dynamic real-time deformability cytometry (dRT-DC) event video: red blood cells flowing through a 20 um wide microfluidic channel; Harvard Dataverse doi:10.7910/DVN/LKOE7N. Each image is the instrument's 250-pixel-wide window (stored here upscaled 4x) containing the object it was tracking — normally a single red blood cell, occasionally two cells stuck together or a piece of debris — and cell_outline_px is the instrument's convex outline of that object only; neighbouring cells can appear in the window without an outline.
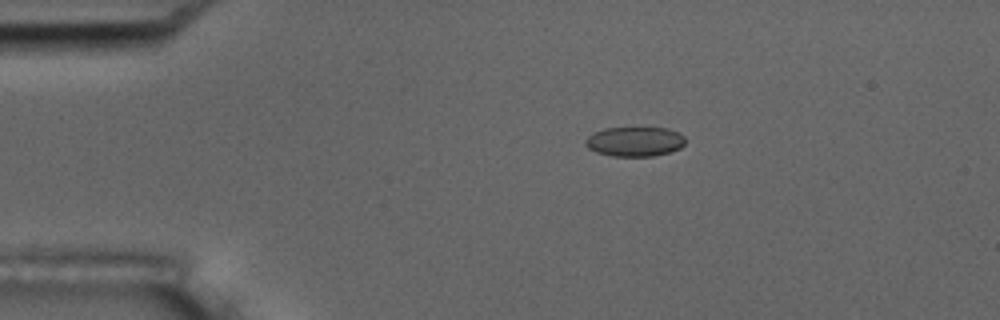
{"species": "common noctule bat (a hibernating species)", "species_latin": "Nyctalus noctula", "temperature_condition": "room temperature", "stored_images_in_passage": 47, "camera_frame_rate_fps": 3000, "um_per_image_px": 0.085, "animal": {"sex": "male", "body_mass_g": 17.5, "forearm_length_mm": 52.3}, "frame": {"image": 1, "passage_image": 1, "time_ms": 0.0, "image_size_px": [1000, 320], "cell_outline_px": [[684, 140], [676, 148], [664, 152], [644, 156], [624, 156], [600, 152], [592, 148], [588, 144], [600, 132], [616, 128], [660, 128], [672, 132], [680, 136]], "centroid_in_image_um": [54.02, 12.03], "position_along_channel_um": 31.0, "area_um2": 15.03}}
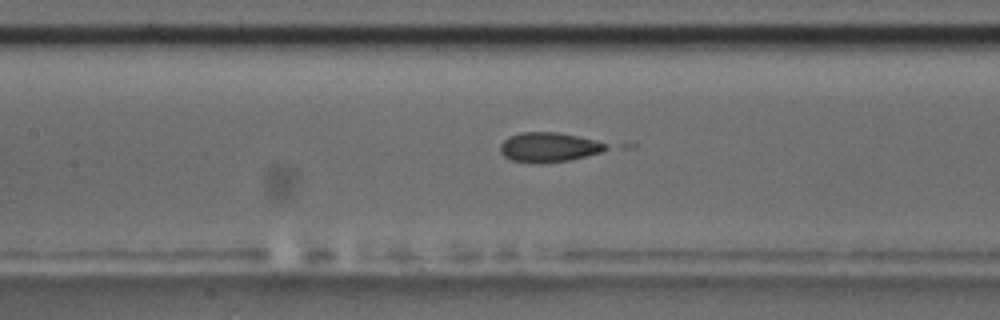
{"frame": {"image": 2, "passage_image": 16, "time_ms": 5.0, "image_size_px": [1000, 320], "cell_outline_px": [[604, 148], [596, 152], [580, 156], [560, 160], [520, 160], [508, 156], [504, 152], [504, 144], [508, 140], [516, 136], [568, 136], [588, 140], [604, 144]], "centroid_in_image_um": [46.7, 12.55], "position_along_channel_um": 160.7, "area_um2": 14.16}}
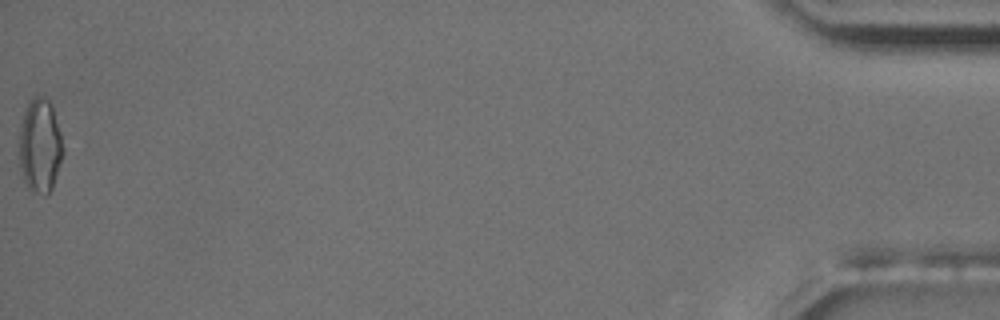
{"frame": {"image": 3, "passage_image": 47, "time_ms": 15.333, "image_size_px": [1000, 320], "cell_outline_px": [[60, 156], [52, 180], [48, 188], [32, 180], [28, 172], [24, 148], [28, 112], [32, 104], [52, 112], [60, 136]], "centroid_in_image_um": [3.55, 12.36], "position_along_channel_um": 431.6, "area_um2": 16.36}, "authors_computed_cell_mechanics": {"area_um2": 15.1436, "velocity_mm_per_s": 3.5733, "shape_relaxation_time_tau1_ms": null, "shape_relaxation_time_tau2_ms": 2.3006, "deformation_change_tau1": null, "deformation_change_tau2": 0.0856}}